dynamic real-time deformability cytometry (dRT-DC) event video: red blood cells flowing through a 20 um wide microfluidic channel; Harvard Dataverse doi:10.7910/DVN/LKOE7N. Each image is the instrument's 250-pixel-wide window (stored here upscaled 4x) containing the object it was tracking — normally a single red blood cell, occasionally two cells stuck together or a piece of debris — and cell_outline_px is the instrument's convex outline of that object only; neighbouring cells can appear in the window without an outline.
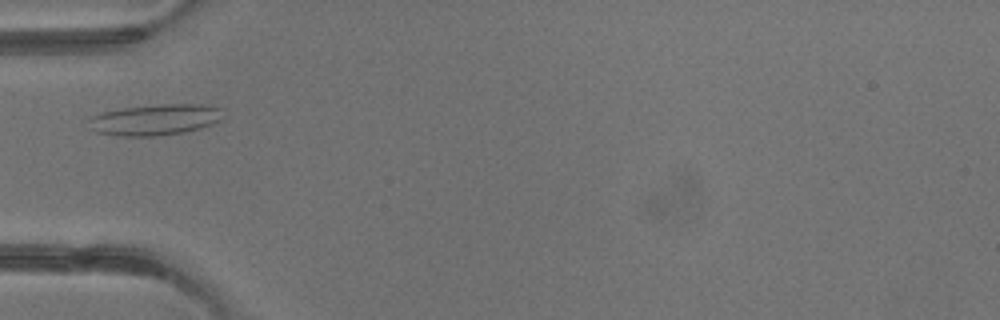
{"species": "common noctule bat (a hibernating species)", "species_latin": "Nyctalus noctula", "temperature_condition": "warm", "stored_images_in_passage": 2, "camera_frame_rate_fps": 3000, "um_per_image_px": 0.085, "animal": {"sex": "male", "body_mass_g": 13.3}, "frame": {"image": 1, "passage_image": 2, "time_ms": 1.333, "image_size_px": [1000, 320], "cell_outline_px": [[224, 120], [200, 128], [184, 132], [156, 136], [120, 136], [96, 132], [88, 128], [88, 120], [92, 116], [100, 112], [124, 108], [160, 104], [200, 104], [224, 108]], "centroid_in_image_um": [13.21, 10.17], "position_along_channel_um": 71.8, "area_um2": 24.68}}